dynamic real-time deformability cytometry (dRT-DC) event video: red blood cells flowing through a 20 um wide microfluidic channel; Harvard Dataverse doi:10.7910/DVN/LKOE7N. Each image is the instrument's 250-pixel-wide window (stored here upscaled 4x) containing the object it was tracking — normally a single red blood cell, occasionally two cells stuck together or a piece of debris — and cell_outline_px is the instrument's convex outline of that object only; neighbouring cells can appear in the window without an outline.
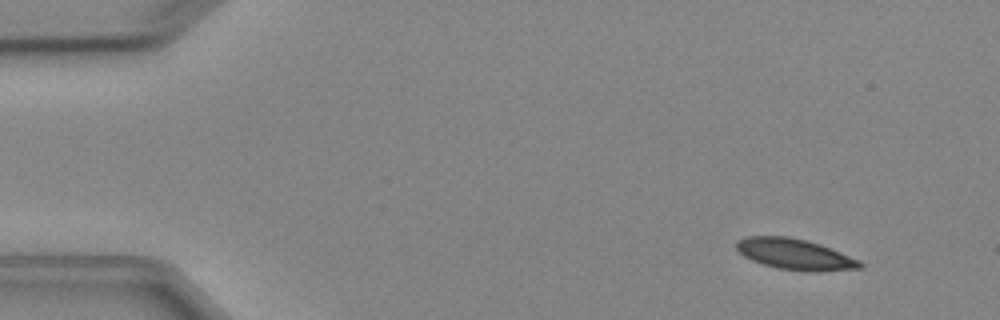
{"species": "Egyptian fruit bat (a non-hibernating species)", "species_latin": "Rousettus aegyptiacus", "temperature_condition": "cold", "stored_images_in_passage": 4, "camera_frame_rate_fps": 3000, "um_per_image_px": 0.085, "animal": {"sex": "female"}, "frame": {"image": 1, "passage_image": 1, "time_ms": 0.0, "image_size_px": [1000, 320], "cell_outline_px": [[864, 268], [812, 272], [780, 268], [764, 264], [752, 260], [744, 256], [736, 248], [736, 240], [744, 236], [788, 236], [808, 240], [820, 244], [860, 260], [864, 264]], "centroid_in_image_um": [67.58, 21.6], "position_along_channel_um": 17.4, "area_um2": 22.25}}
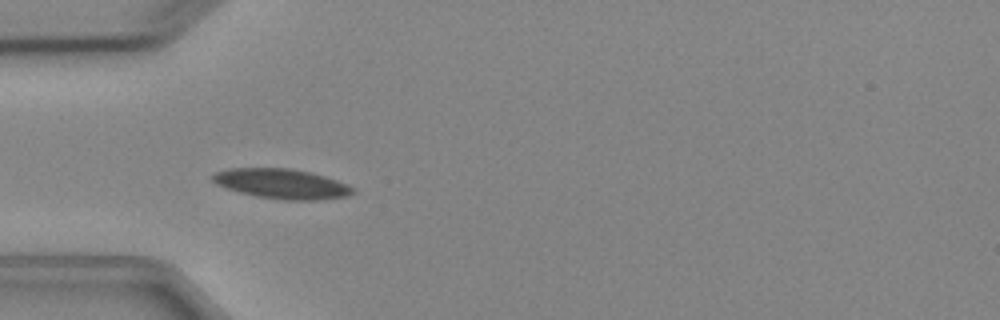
{"frame": {"image": 2, "passage_image": 4, "time_ms": 3.667, "image_size_px": [1000, 320], "cell_outline_px": [[356, 192], [348, 196], [316, 200], [284, 200], [256, 196], [240, 192], [216, 184], [212, 180], [212, 176], [216, 172], [228, 168], [292, 168], [312, 172], [348, 184], [356, 188]], "centroid_in_image_um": [23.99, 15.62], "position_along_channel_um": 61.0, "area_um2": 24.51}}